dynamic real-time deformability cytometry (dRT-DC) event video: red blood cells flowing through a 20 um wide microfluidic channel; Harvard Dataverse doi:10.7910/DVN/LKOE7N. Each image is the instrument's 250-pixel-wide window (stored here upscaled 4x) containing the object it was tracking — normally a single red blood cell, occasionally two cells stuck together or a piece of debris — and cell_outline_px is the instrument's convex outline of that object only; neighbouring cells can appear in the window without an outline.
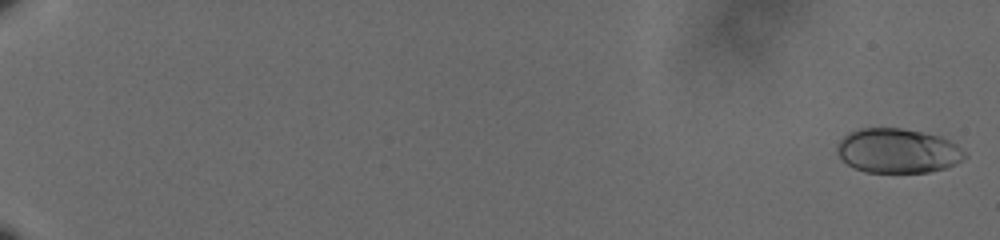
{"species": "human", "species_latin": "Homo sapiens", "temperature_condition": "cold", "stored_images_in_passage": 61, "camera_frame_rate_fps": 3000, "um_per_image_px": 0.085, "donor": {"sex": "male"}, "frame": {"image": 1, "passage_image": 1, "time_ms": 0.0, "image_size_px": [1000, 240], "cell_outline_px": [[968, 156], [956, 164], [948, 168], [928, 172], [864, 172], [848, 164], [836, 152], [836, 144], [848, 132], [860, 128], [900, 128], [924, 132], [940, 136], [956, 144]], "centroid_in_image_um": [76.31, 12.81], "position_along_channel_um": 8.7, "area_um2": 33.23}}
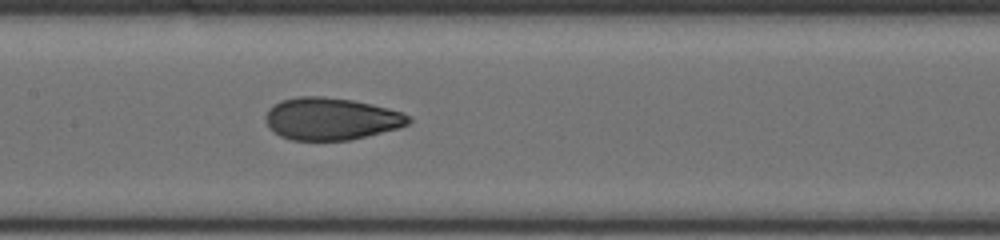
{"frame": {"image": 2, "passage_image": 34, "time_ms": 11.0, "image_size_px": [1000, 240], "cell_outline_px": [[412, 120], [408, 124], [400, 128], [348, 140], [292, 140], [280, 136], [268, 128], [264, 120], [264, 116], [268, 108], [272, 104], [280, 100], [296, 96], [324, 96], [352, 100], [372, 104], [404, 112]], "centroid_in_image_um": [28.1, 10.09], "position_along_channel_um": 179.3, "area_um2": 35.6}}
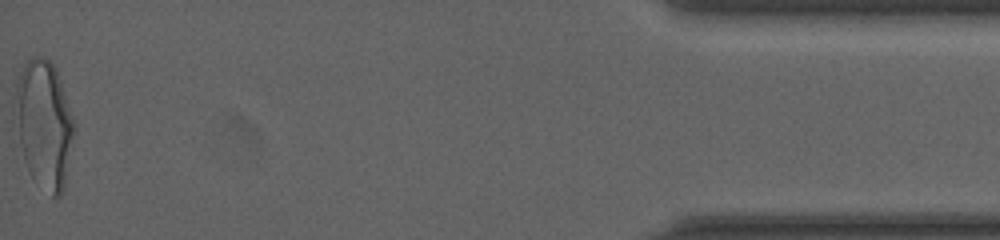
{"frame": {"image": 3, "passage_image": 61, "time_ms": 20.0, "image_size_px": [1000, 240], "cell_outline_px": [[76, 132], [64, 188], [60, 196], [52, 196], [32, 176], [24, 160], [12, 116], [12, 80], [24, 64], [32, 56], [44, 56], [56, 68], [76, 124]], "centroid_in_image_um": [3.7, 10.46], "position_along_channel_um": 431.5, "area_um2": 45.49}, "authors_computed_cell_mechanics": {"area_um2": 34.68, "velocity_mm_per_s": 3.634, "shape_relaxation_time_tau1_ms": 7.4563, "shape_relaxation_time_tau2_ms": 0.9852, "deformation_change_tau1": 0.1924, "deformation_change_tau2": 0.0591}}